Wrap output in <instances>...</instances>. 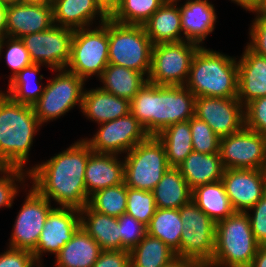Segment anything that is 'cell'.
<instances>
[{
  "label": "cell",
  "mask_w": 266,
  "mask_h": 267,
  "mask_svg": "<svg viewBox=\"0 0 266 267\" xmlns=\"http://www.w3.org/2000/svg\"><path fill=\"white\" fill-rule=\"evenodd\" d=\"M92 150L81 138L66 150L29 169L32 187L50 202L61 207L82 209L89 197L85 169Z\"/></svg>",
  "instance_id": "cell-1"
},
{
  "label": "cell",
  "mask_w": 266,
  "mask_h": 267,
  "mask_svg": "<svg viewBox=\"0 0 266 267\" xmlns=\"http://www.w3.org/2000/svg\"><path fill=\"white\" fill-rule=\"evenodd\" d=\"M195 99L185 86H160L147 81L130 101V113L149 136H157L166 127L192 118Z\"/></svg>",
  "instance_id": "cell-2"
},
{
  "label": "cell",
  "mask_w": 266,
  "mask_h": 267,
  "mask_svg": "<svg viewBox=\"0 0 266 267\" xmlns=\"http://www.w3.org/2000/svg\"><path fill=\"white\" fill-rule=\"evenodd\" d=\"M40 127L33 106L15 102L0 90V167L24 169Z\"/></svg>",
  "instance_id": "cell-3"
},
{
  "label": "cell",
  "mask_w": 266,
  "mask_h": 267,
  "mask_svg": "<svg viewBox=\"0 0 266 267\" xmlns=\"http://www.w3.org/2000/svg\"><path fill=\"white\" fill-rule=\"evenodd\" d=\"M184 86L196 97L237 98V58L202 45L193 57Z\"/></svg>",
  "instance_id": "cell-4"
},
{
  "label": "cell",
  "mask_w": 266,
  "mask_h": 267,
  "mask_svg": "<svg viewBox=\"0 0 266 267\" xmlns=\"http://www.w3.org/2000/svg\"><path fill=\"white\" fill-rule=\"evenodd\" d=\"M259 243L246 212H235L216 222L212 267H250Z\"/></svg>",
  "instance_id": "cell-5"
},
{
  "label": "cell",
  "mask_w": 266,
  "mask_h": 267,
  "mask_svg": "<svg viewBox=\"0 0 266 267\" xmlns=\"http://www.w3.org/2000/svg\"><path fill=\"white\" fill-rule=\"evenodd\" d=\"M153 45L143 25L121 24L109 18L108 64L133 69L147 78Z\"/></svg>",
  "instance_id": "cell-6"
},
{
  "label": "cell",
  "mask_w": 266,
  "mask_h": 267,
  "mask_svg": "<svg viewBox=\"0 0 266 267\" xmlns=\"http://www.w3.org/2000/svg\"><path fill=\"white\" fill-rule=\"evenodd\" d=\"M92 27L76 29L71 42V57L66 69L85 82L92 76L101 77L108 66L109 18Z\"/></svg>",
  "instance_id": "cell-7"
},
{
  "label": "cell",
  "mask_w": 266,
  "mask_h": 267,
  "mask_svg": "<svg viewBox=\"0 0 266 267\" xmlns=\"http://www.w3.org/2000/svg\"><path fill=\"white\" fill-rule=\"evenodd\" d=\"M123 158L124 182L133 189L152 191L170 168L165 147L157 136H149Z\"/></svg>",
  "instance_id": "cell-8"
},
{
  "label": "cell",
  "mask_w": 266,
  "mask_h": 267,
  "mask_svg": "<svg viewBox=\"0 0 266 267\" xmlns=\"http://www.w3.org/2000/svg\"><path fill=\"white\" fill-rule=\"evenodd\" d=\"M55 76L48 79L44 92L33 105L39 123L56 120L76 105L82 106L85 81L67 69L55 70Z\"/></svg>",
  "instance_id": "cell-9"
},
{
  "label": "cell",
  "mask_w": 266,
  "mask_h": 267,
  "mask_svg": "<svg viewBox=\"0 0 266 267\" xmlns=\"http://www.w3.org/2000/svg\"><path fill=\"white\" fill-rule=\"evenodd\" d=\"M200 47L190 41L154 44L148 82L160 86H184L193 57Z\"/></svg>",
  "instance_id": "cell-10"
},
{
  "label": "cell",
  "mask_w": 266,
  "mask_h": 267,
  "mask_svg": "<svg viewBox=\"0 0 266 267\" xmlns=\"http://www.w3.org/2000/svg\"><path fill=\"white\" fill-rule=\"evenodd\" d=\"M183 231L176 256L209 264L215 250L216 223L191 200L179 209Z\"/></svg>",
  "instance_id": "cell-11"
},
{
  "label": "cell",
  "mask_w": 266,
  "mask_h": 267,
  "mask_svg": "<svg viewBox=\"0 0 266 267\" xmlns=\"http://www.w3.org/2000/svg\"><path fill=\"white\" fill-rule=\"evenodd\" d=\"M74 30L53 25L50 29L21 37L33 64L47 65L53 72L66 69L71 57Z\"/></svg>",
  "instance_id": "cell-12"
},
{
  "label": "cell",
  "mask_w": 266,
  "mask_h": 267,
  "mask_svg": "<svg viewBox=\"0 0 266 267\" xmlns=\"http://www.w3.org/2000/svg\"><path fill=\"white\" fill-rule=\"evenodd\" d=\"M219 153L224 169L266 170V135L244 126L220 138Z\"/></svg>",
  "instance_id": "cell-13"
},
{
  "label": "cell",
  "mask_w": 266,
  "mask_h": 267,
  "mask_svg": "<svg viewBox=\"0 0 266 267\" xmlns=\"http://www.w3.org/2000/svg\"><path fill=\"white\" fill-rule=\"evenodd\" d=\"M98 127L92 138L83 139L97 153L126 154L149 137L143 125L131 113L99 124Z\"/></svg>",
  "instance_id": "cell-14"
},
{
  "label": "cell",
  "mask_w": 266,
  "mask_h": 267,
  "mask_svg": "<svg viewBox=\"0 0 266 267\" xmlns=\"http://www.w3.org/2000/svg\"><path fill=\"white\" fill-rule=\"evenodd\" d=\"M26 194L12 229L8 247L34 252L45 220L53 208L51 202L32 186Z\"/></svg>",
  "instance_id": "cell-15"
},
{
  "label": "cell",
  "mask_w": 266,
  "mask_h": 267,
  "mask_svg": "<svg viewBox=\"0 0 266 267\" xmlns=\"http://www.w3.org/2000/svg\"><path fill=\"white\" fill-rule=\"evenodd\" d=\"M194 116L205 121L220 138L245 126L244 106L237 98L196 97Z\"/></svg>",
  "instance_id": "cell-16"
},
{
  "label": "cell",
  "mask_w": 266,
  "mask_h": 267,
  "mask_svg": "<svg viewBox=\"0 0 266 267\" xmlns=\"http://www.w3.org/2000/svg\"><path fill=\"white\" fill-rule=\"evenodd\" d=\"M80 227V209L53 207L45 220L36 249L33 252L36 262H42L43 253L48 252L56 256Z\"/></svg>",
  "instance_id": "cell-17"
},
{
  "label": "cell",
  "mask_w": 266,
  "mask_h": 267,
  "mask_svg": "<svg viewBox=\"0 0 266 267\" xmlns=\"http://www.w3.org/2000/svg\"><path fill=\"white\" fill-rule=\"evenodd\" d=\"M221 181L236 212H246L266 193V170L225 169Z\"/></svg>",
  "instance_id": "cell-18"
},
{
  "label": "cell",
  "mask_w": 266,
  "mask_h": 267,
  "mask_svg": "<svg viewBox=\"0 0 266 267\" xmlns=\"http://www.w3.org/2000/svg\"><path fill=\"white\" fill-rule=\"evenodd\" d=\"M54 25L52 5L18 3L7 7L5 36L20 39Z\"/></svg>",
  "instance_id": "cell-19"
},
{
  "label": "cell",
  "mask_w": 266,
  "mask_h": 267,
  "mask_svg": "<svg viewBox=\"0 0 266 267\" xmlns=\"http://www.w3.org/2000/svg\"><path fill=\"white\" fill-rule=\"evenodd\" d=\"M237 63V99L245 107L252 100L266 96V57L257 55L246 46Z\"/></svg>",
  "instance_id": "cell-20"
},
{
  "label": "cell",
  "mask_w": 266,
  "mask_h": 267,
  "mask_svg": "<svg viewBox=\"0 0 266 267\" xmlns=\"http://www.w3.org/2000/svg\"><path fill=\"white\" fill-rule=\"evenodd\" d=\"M181 16L183 41L202 45L207 36L215 29L217 15L214 4L208 0H186L178 5Z\"/></svg>",
  "instance_id": "cell-21"
},
{
  "label": "cell",
  "mask_w": 266,
  "mask_h": 267,
  "mask_svg": "<svg viewBox=\"0 0 266 267\" xmlns=\"http://www.w3.org/2000/svg\"><path fill=\"white\" fill-rule=\"evenodd\" d=\"M112 153L91 152L85 169L88 197L107 187L124 183V160Z\"/></svg>",
  "instance_id": "cell-22"
},
{
  "label": "cell",
  "mask_w": 266,
  "mask_h": 267,
  "mask_svg": "<svg viewBox=\"0 0 266 267\" xmlns=\"http://www.w3.org/2000/svg\"><path fill=\"white\" fill-rule=\"evenodd\" d=\"M52 8L54 25L73 30L91 27L98 18L100 25L109 18L95 0H52Z\"/></svg>",
  "instance_id": "cell-23"
},
{
  "label": "cell",
  "mask_w": 266,
  "mask_h": 267,
  "mask_svg": "<svg viewBox=\"0 0 266 267\" xmlns=\"http://www.w3.org/2000/svg\"><path fill=\"white\" fill-rule=\"evenodd\" d=\"M81 112L99 125L130 113V101L108 93L100 87L84 89Z\"/></svg>",
  "instance_id": "cell-24"
},
{
  "label": "cell",
  "mask_w": 266,
  "mask_h": 267,
  "mask_svg": "<svg viewBox=\"0 0 266 267\" xmlns=\"http://www.w3.org/2000/svg\"><path fill=\"white\" fill-rule=\"evenodd\" d=\"M179 1L181 0H167L143 24L153 44L183 41L180 8L177 6Z\"/></svg>",
  "instance_id": "cell-25"
},
{
  "label": "cell",
  "mask_w": 266,
  "mask_h": 267,
  "mask_svg": "<svg viewBox=\"0 0 266 267\" xmlns=\"http://www.w3.org/2000/svg\"><path fill=\"white\" fill-rule=\"evenodd\" d=\"M80 223L102 250H122L117 217L99 213L87 204L80 209Z\"/></svg>",
  "instance_id": "cell-26"
},
{
  "label": "cell",
  "mask_w": 266,
  "mask_h": 267,
  "mask_svg": "<svg viewBox=\"0 0 266 267\" xmlns=\"http://www.w3.org/2000/svg\"><path fill=\"white\" fill-rule=\"evenodd\" d=\"M177 169L192 190L202 184L220 181L225 170L220 153L204 154L194 151L177 166Z\"/></svg>",
  "instance_id": "cell-27"
},
{
  "label": "cell",
  "mask_w": 266,
  "mask_h": 267,
  "mask_svg": "<svg viewBox=\"0 0 266 267\" xmlns=\"http://www.w3.org/2000/svg\"><path fill=\"white\" fill-rule=\"evenodd\" d=\"M100 245L80 227L55 256V267H92L99 258Z\"/></svg>",
  "instance_id": "cell-28"
},
{
  "label": "cell",
  "mask_w": 266,
  "mask_h": 267,
  "mask_svg": "<svg viewBox=\"0 0 266 267\" xmlns=\"http://www.w3.org/2000/svg\"><path fill=\"white\" fill-rule=\"evenodd\" d=\"M152 193L156 208L180 209L192 200V189L175 167L166 171Z\"/></svg>",
  "instance_id": "cell-29"
},
{
  "label": "cell",
  "mask_w": 266,
  "mask_h": 267,
  "mask_svg": "<svg viewBox=\"0 0 266 267\" xmlns=\"http://www.w3.org/2000/svg\"><path fill=\"white\" fill-rule=\"evenodd\" d=\"M192 201L215 223L236 212L221 180L196 186L192 190Z\"/></svg>",
  "instance_id": "cell-30"
},
{
  "label": "cell",
  "mask_w": 266,
  "mask_h": 267,
  "mask_svg": "<svg viewBox=\"0 0 266 267\" xmlns=\"http://www.w3.org/2000/svg\"><path fill=\"white\" fill-rule=\"evenodd\" d=\"M103 86L100 88L117 97L131 101L148 81L145 76L133 69L108 64L99 78Z\"/></svg>",
  "instance_id": "cell-31"
},
{
  "label": "cell",
  "mask_w": 266,
  "mask_h": 267,
  "mask_svg": "<svg viewBox=\"0 0 266 267\" xmlns=\"http://www.w3.org/2000/svg\"><path fill=\"white\" fill-rule=\"evenodd\" d=\"M157 137L165 147L170 167L177 168L193 152L189 120L166 127Z\"/></svg>",
  "instance_id": "cell-32"
},
{
  "label": "cell",
  "mask_w": 266,
  "mask_h": 267,
  "mask_svg": "<svg viewBox=\"0 0 266 267\" xmlns=\"http://www.w3.org/2000/svg\"><path fill=\"white\" fill-rule=\"evenodd\" d=\"M182 224L179 209L156 208L146 226L147 234L160 239L176 254L180 250Z\"/></svg>",
  "instance_id": "cell-33"
},
{
  "label": "cell",
  "mask_w": 266,
  "mask_h": 267,
  "mask_svg": "<svg viewBox=\"0 0 266 267\" xmlns=\"http://www.w3.org/2000/svg\"><path fill=\"white\" fill-rule=\"evenodd\" d=\"M41 66L43 65L32 63L23 68L9 81L7 93L5 92V94L15 102L33 106L45 88V85L43 86L39 82V80H43V74L38 79L35 77L38 72L40 73Z\"/></svg>",
  "instance_id": "cell-34"
},
{
  "label": "cell",
  "mask_w": 266,
  "mask_h": 267,
  "mask_svg": "<svg viewBox=\"0 0 266 267\" xmlns=\"http://www.w3.org/2000/svg\"><path fill=\"white\" fill-rule=\"evenodd\" d=\"M176 256L160 239L148 234L130 250L131 267H163Z\"/></svg>",
  "instance_id": "cell-35"
},
{
  "label": "cell",
  "mask_w": 266,
  "mask_h": 267,
  "mask_svg": "<svg viewBox=\"0 0 266 267\" xmlns=\"http://www.w3.org/2000/svg\"><path fill=\"white\" fill-rule=\"evenodd\" d=\"M167 0H120L109 16L121 24L143 25Z\"/></svg>",
  "instance_id": "cell-36"
},
{
  "label": "cell",
  "mask_w": 266,
  "mask_h": 267,
  "mask_svg": "<svg viewBox=\"0 0 266 267\" xmlns=\"http://www.w3.org/2000/svg\"><path fill=\"white\" fill-rule=\"evenodd\" d=\"M88 205L99 213L120 217L126 213L127 187L125 182L95 192L89 197Z\"/></svg>",
  "instance_id": "cell-37"
},
{
  "label": "cell",
  "mask_w": 266,
  "mask_h": 267,
  "mask_svg": "<svg viewBox=\"0 0 266 267\" xmlns=\"http://www.w3.org/2000/svg\"><path fill=\"white\" fill-rule=\"evenodd\" d=\"M155 211L156 204L152 191L127 187V214L147 226Z\"/></svg>",
  "instance_id": "cell-38"
},
{
  "label": "cell",
  "mask_w": 266,
  "mask_h": 267,
  "mask_svg": "<svg viewBox=\"0 0 266 267\" xmlns=\"http://www.w3.org/2000/svg\"><path fill=\"white\" fill-rule=\"evenodd\" d=\"M27 176H29V168L0 167V208L4 206L11 208L13 200L20 191L16 183H20V186H28L24 184L27 182L26 178L29 179Z\"/></svg>",
  "instance_id": "cell-39"
},
{
  "label": "cell",
  "mask_w": 266,
  "mask_h": 267,
  "mask_svg": "<svg viewBox=\"0 0 266 267\" xmlns=\"http://www.w3.org/2000/svg\"><path fill=\"white\" fill-rule=\"evenodd\" d=\"M193 151L204 154L219 153L220 137L203 120L193 116L189 119Z\"/></svg>",
  "instance_id": "cell-40"
},
{
  "label": "cell",
  "mask_w": 266,
  "mask_h": 267,
  "mask_svg": "<svg viewBox=\"0 0 266 267\" xmlns=\"http://www.w3.org/2000/svg\"><path fill=\"white\" fill-rule=\"evenodd\" d=\"M6 46V64L12 70L9 81L18 74L23 68L32 64L29 53L21 39L7 36L0 37V58L3 48Z\"/></svg>",
  "instance_id": "cell-41"
},
{
  "label": "cell",
  "mask_w": 266,
  "mask_h": 267,
  "mask_svg": "<svg viewBox=\"0 0 266 267\" xmlns=\"http://www.w3.org/2000/svg\"><path fill=\"white\" fill-rule=\"evenodd\" d=\"M122 241V250H131L147 234L146 225L131 215L124 213L117 217Z\"/></svg>",
  "instance_id": "cell-42"
},
{
  "label": "cell",
  "mask_w": 266,
  "mask_h": 267,
  "mask_svg": "<svg viewBox=\"0 0 266 267\" xmlns=\"http://www.w3.org/2000/svg\"><path fill=\"white\" fill-rule=\"evenodd\" d=\"M245 127L266 135V96L252 100L244 107Z\"/></svg>",
  "instance_id": "cell-43"
},
{
  "label": "cell",
  "mask_w": 266,
  "mask_h": 267,
  "mask_svg": "<svg viewBox=\"0 0 266 267\" xmlns=\"http://www.w3.org/2000/svg\"><path fill=\"white\" fill-rule=\"evenodd\" d=\"M252 211V214H249ZM250 219L251 229L256 241L266 244V193L249 210L246 211Z\"/></svg>",
  "instance_id": "cell-44"
},
{
  "label": "cell",
  "mask_w": 266,
  "mask_h": 267,
  "mask_svg": "<svg viewBox=\"0 0 266 267\" xmlns=\"http://www.w3.org/2000/svg\"><path fill=\"white\" fill-rule=\"evenodd\" d=\"M249 27L247 47L257 55L266 57V17H255Z\"/></svg>",
  "instance_id": "cell-45"
},
{
  "label": "cell",
  "mask_w": 266,
  "mask_h": 267,
  "mask_svg": "<svg viewBox=\"0 0 266 267\" xmlns=\"http://www.w3.org/2000/svg\"><path fill=\"white\" fill-rule=\"evenodd\" d=\"M36 263L33 253L28 250L8 247L0 254V267H33Z\"/></svg>",
  "instance_id": "cell-46"
},
{
  "label": "cell",
  "mask_w": 266,
  "mask_h": 267,
  "mask_svg": "<svg viewBox=\"0 0 266 267\" xmlns=\"http://www.w3.org/2000/svg\"><path fill=\"white\" fill-rule=\"evenodd\" d=\"M92 267H131L129 250H102Z\"/></svg>",
  "instance_id": "cell-47"
},
{
  "label": "cell",
  "mask_w": 266,
  "mask_h": 267,
  "mask_svg": "<svg viewBox=\"0 0 266 267\" xmlns=\"http://www.w3.org/2000/svg\"><path fill=\"white\" fill-rule=\"evenodd\" d=\"M201 264L192 259L175 256L163 267H199Z\"/></svg>",
  "instance_id": "cell-48"
},
{
  "label": "cell",
  "mask_w": 266,
  "mask_h": 267,
  "mask_svg": "<svg viewBox=\"0 0 266 267\" xmlns=\"http://www.w3.org/2000/svg\"><path fill=\"white\" fill-rule=\"evenodd\" d=\"M250 267H266V244L259 245Z\"/></svg>",
  "instance_id": "cell-49"
},
{
  "label": "cell",
  "mask_w": 266,
  "mask_h": 267,
  "mask_svg": "<svg viewBox=\"0 0 266 267\" xmlns=\"http://www.w3.org/2000/svg\"><path fill=\"white\" fill-rule=\"evenodd\" d=\"M99 7L110 16L118 7L120 0H95Z\"/></svg>",
  "instance_id": "cell-50"
},
{
  "label": "cell",
  "mask_w": 266,
  "mask_h": 267,
  "mask_svg": "<svg viewBox=\"0 0 266 267\" xmlns=\"http://www.w3.org/2000/svg\"><path fill=\"white\" fill-rule=\"evenodd\" d=\"M233 3L241 6L246 11L254 12L258 5L260 0H231Z\"/></svg>",
  "instance_id": "cell-51"
},
{
  "label": "cell",
  "mask_w": 266,
  "mask_h": 267,
  "mask_svg": "<svg viewBox=\"0 0 266 267\" xmlns=\"http://www.w3.org/2000/svg\"><path fill=\"white\" fill-rule=\"evenodd\" d=\"M7 7L0 3V37L5 36Z\"/></svg>",
  "instance_id": "cell-52"
},
{
  "label": "cell",
  "mask_w": 266,
  "mask_h": 267,
  "mask_svg": "<svg viewBox=\"0 0 266 267\" xmlns=\"http://www.w3.org/2000/svg\"><path fill=\"white\" fill-rule=\"evenodd\" d=\"M256 17H266V0H260L257 9L253 12Z\"/></svg>",
  "instance_id": "cell-53"
},
{
  "label": "cell",
  "mask_w": 266,
  "mask_h": 267,
  "mask_svg": "<svg viewBox=\"0 0 266 267\" xmlns=\"http://www.w3.org/2000/svg\"><path fill=\"white\" fill-rule=\"evenodd\" d=\"M20 3L30 5H52V0H20Z\"/></svg>",
  "instance_id": "cell-54"
},
{
  "label": "cell",
  "mask_w": 266,
  "mask_h": 267,
  "mask_svg": "<svg viewBox=\"0 0 266 267\" xmlns=\"http://www.w3.org/2000/svg\"><path fill=\"white\" fill-rule=\"evenodd\" d=\"M0 3L8 7L20 3V0H0Z\"/></svg>",
  "instance_id": "cell-55"
},
{
  "label": "cell",
  "mask_w": 266,
  "mask_h": 267,
  "mask_svg": "<svg viewBox=\"0 0 266 267\" xmlns=\"http://www.w3.org/2000/svg\"><path fill=\"white\" fill-rule=\"evenodd\" d=\"M42 264H43V263H38V262H37L33 267H35V266H36V267H43Z\"/></svg>",
  "instance_id": "cell-56"
},
{
  "label": "cell",
  "mask_w": 266,
  "mask_h": 267,
  "mask_svg": "<svg viewBox=\"0 0 266 267\" xmlns=\"http://www.w3.org/2000/svg\"><path fill=\"white\" fill-rule=\"evenodd\" d=\"M199 267H212V266L209 264H201Z\"/></svg>",
  "instance_id": "cell-57"
}]
</instances>
